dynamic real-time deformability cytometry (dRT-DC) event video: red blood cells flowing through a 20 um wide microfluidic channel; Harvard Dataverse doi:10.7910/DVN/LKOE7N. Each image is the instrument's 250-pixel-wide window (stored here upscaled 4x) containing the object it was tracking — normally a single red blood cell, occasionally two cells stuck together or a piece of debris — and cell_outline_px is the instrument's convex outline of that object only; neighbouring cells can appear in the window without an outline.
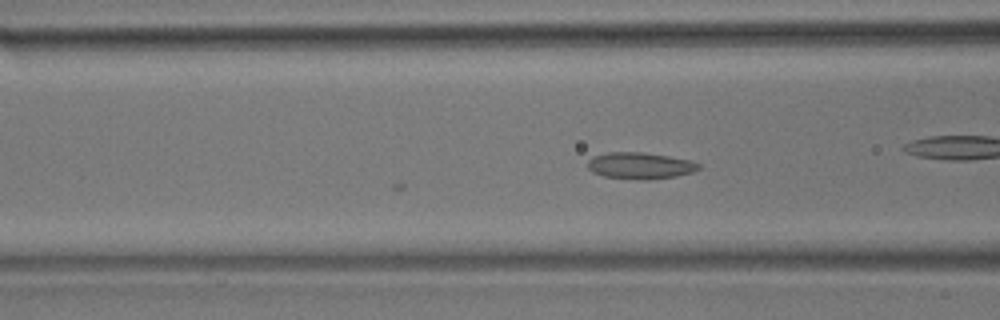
{"species": "common noctule bat (a hibernating species)", "species_latin": "Nyctalus noctula", "temperature_condition": "room temperature", "stored_images_in_passage": 3, "camera_frame_rate_fps": 3000, "um_per_image_px": 0.085, "animal": {"sex": "male", "body_mass_g": 17.9}, "frame": {"image": 1, "passage_image": 3, "time_ms": 0.667, "image_size_px": [1000, 320], "cell_outline_px": [[700, 168], [692, 172], [676, 176], [648, 180], [644, 180], [604, 176], [592, 172], [588, 168], [588, 160], [592, 156], [608, 152], [644, 152], [692, 160], [700, 164]], "centroid_in_image_um": [54.41, 14.07], "position_along_channel_um": 112.2, "area_um2": 17.22}}